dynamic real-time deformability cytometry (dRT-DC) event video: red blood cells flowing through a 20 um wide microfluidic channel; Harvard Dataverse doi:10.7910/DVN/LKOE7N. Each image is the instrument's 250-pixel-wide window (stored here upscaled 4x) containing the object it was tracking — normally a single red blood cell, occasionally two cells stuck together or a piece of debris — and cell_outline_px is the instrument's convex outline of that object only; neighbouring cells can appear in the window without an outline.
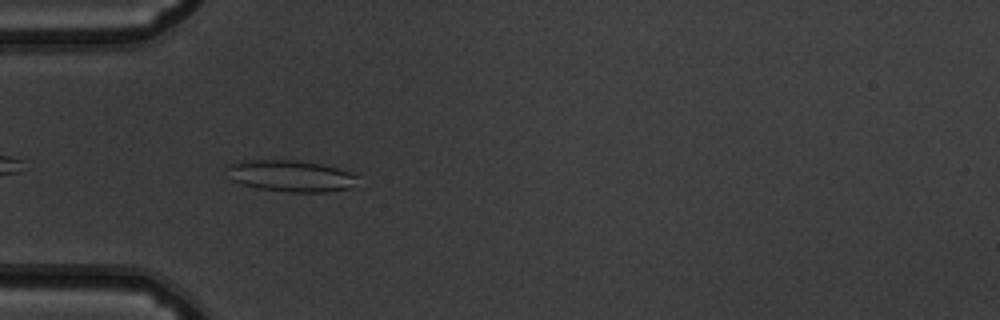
{"species": "common noctule bat (a hibernating species)", "species_latin": "Nyctalus noctula", "temperature_condition": "warm", "stored_images_in_passage": 39, "camera_frame_rate_fps": 3000, "um_per_image_px": 0.085, "animal": {"sex": "male", "body_mass_g": 19.5, "forearm_length_mm": 54.6}, "frame": {"image": 1, "passage_image": 3, "time_ms": 0.667, "image_size_px": [1000, 320], "cell_outline_px": [[356, 176], [352, 188], [328, 192], [288, 192], [260, 188], [244, 184], [232, 180], [228, 168], [228, 164], [240, 160], [296, 160], [320, 164], [336, 168], [348, 172]], "centroid_in_image_um": [24.7, 14.95], "position_along_channel_um": 60.3, "area_um2": 23.58}}
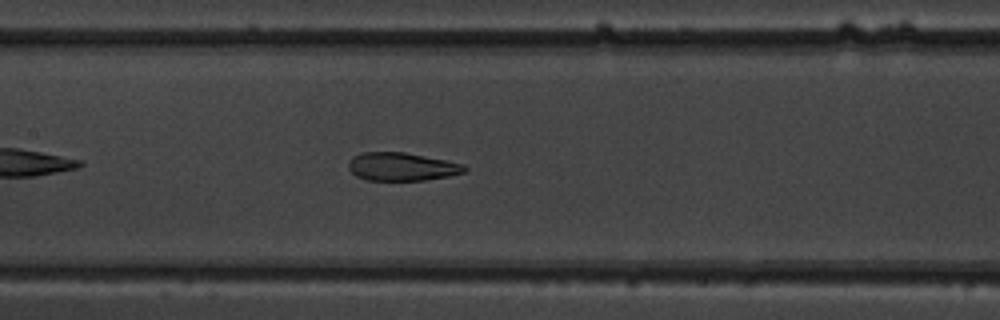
{"frame": {"image": 2, "passage_image": 12, "time_ms": 3.667, "image_size_px": [1000, 320], "cell_outline_px": [[468, 168], [464, 172], [448, 176], [424, 180], [368, 180], [356, 176], [348, 168], [348, 164], [352, 156], [360, 152], [404, 152], [464, 164]], "centroid_in_image_um": [34.12, 14.16], "position_along_channel_um": 173.3, "area_um2": 18.96}}
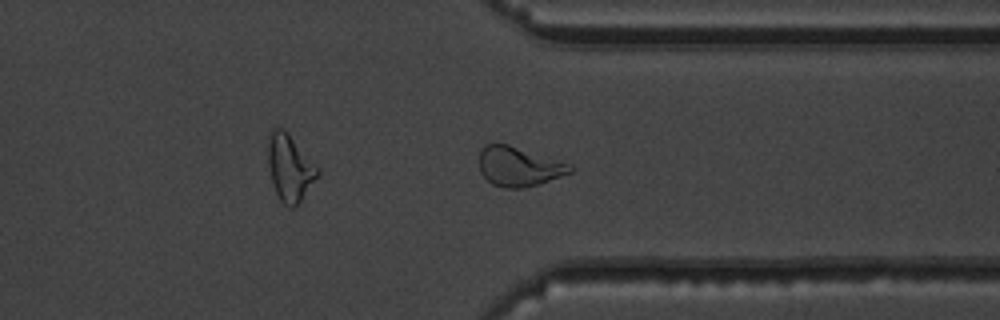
{"frame": {"image": 3, "passage_image": 27, "time_ms": 8.667, "image_size_px": [1000, 320], "cell_outline_px": [[572, 172], [536, 184], [520, 188], [504, 188], [492, 184], [480, 172], [480, 152], [484, 144], [508, 144], [572, 164]], "centroid_in_image_um": [44.09, 14.14], "position_along_channel_um": 367.3, "area_um2": 20.63}, "authors_computed_cell_mechanics": {"area_um2": 20.7502, "velocity_mm_per_s": 3.8887, "shape_relaxation_time_tau1_ms": 6.5821, "shape_relaxation_time_tau2_ms": 1.4055, "deformation_change_tau1": 0.188, "deformation_change_tau2": 0.0759}}